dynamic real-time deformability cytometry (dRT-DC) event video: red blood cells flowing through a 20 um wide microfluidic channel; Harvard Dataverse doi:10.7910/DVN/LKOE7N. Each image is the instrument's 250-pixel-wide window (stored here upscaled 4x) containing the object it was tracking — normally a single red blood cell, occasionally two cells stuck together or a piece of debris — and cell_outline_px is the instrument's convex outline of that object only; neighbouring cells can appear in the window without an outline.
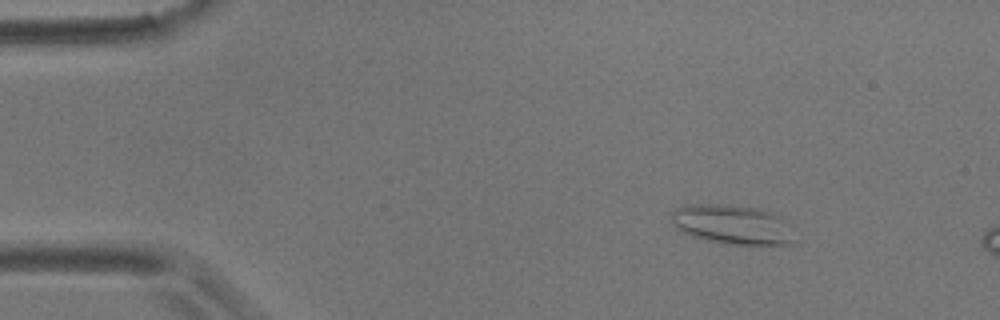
{"species": "common noctule bat (a hibernating species)", "species_latin": "Nyctalus noctula", "temperature_condition": "room temperature", "stored_images_in_passage": 4, "camera_frame_rate_fps": 3000, "um_per_image_px": 0.085, "animal": {"sex": "male", "body_mass_g": 17.9}, "frame": {"image": 1, "passage_image": 2, "time_ms": 1.0, "image_size_px": [1000, 320], "cell_outline_px": [[796, 244], [724, 244], [692, 236], [676, 228], [668, 220], [668, 212], [684, 204], [728, 204], [756, 208], [780, 216], [788, 220], [792, 224], [796, 240]], "centroid_in_image_um": [62.25, 19.07], "position_along_channel_um": 22.7, "area_um2": 29.13}}